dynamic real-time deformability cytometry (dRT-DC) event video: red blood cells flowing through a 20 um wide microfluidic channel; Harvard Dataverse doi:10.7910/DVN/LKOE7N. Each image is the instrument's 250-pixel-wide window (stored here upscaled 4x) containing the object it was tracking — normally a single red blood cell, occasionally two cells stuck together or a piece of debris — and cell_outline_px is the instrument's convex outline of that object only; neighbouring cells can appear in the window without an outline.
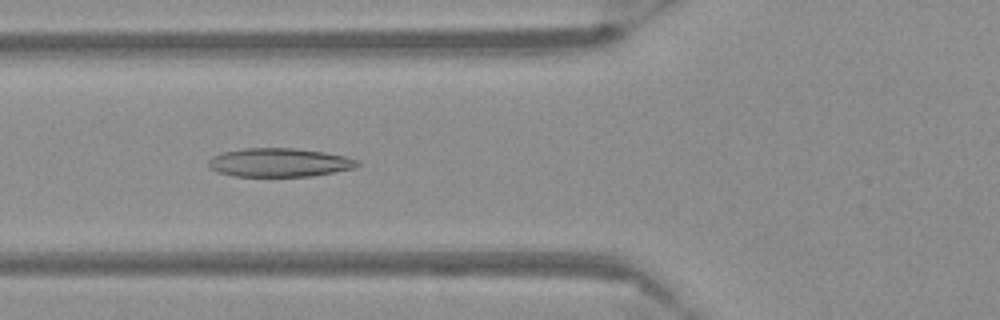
{"species": "Egyptian fruit bat (a non-hibernating species)", "species_latin": "Rousettus aegyptiacus", "temperature_condition": "warm", "stored_images_in_passage": 55, "camera_frame_rate_fps": 3000, "um_per_image_px": 0.085, "frame": {"image": 1, "passage_image": 21, "time_ms": 6.667, "image_size_px": [1000, 320], "cell_outline_px": [[360, 164], [352, 168], [312, 176], [232, 176], [220, 172], [212, 168], [208, 164], [208, 160], [212, 156], [224, 152], [244, 148], [296, 148], [324, 152], [344, 156], [356, 160]], "centroid_in_image_um": [23.72, 13.81], "position_along_channel_um": 102.1, "area_um2": 24.57}}
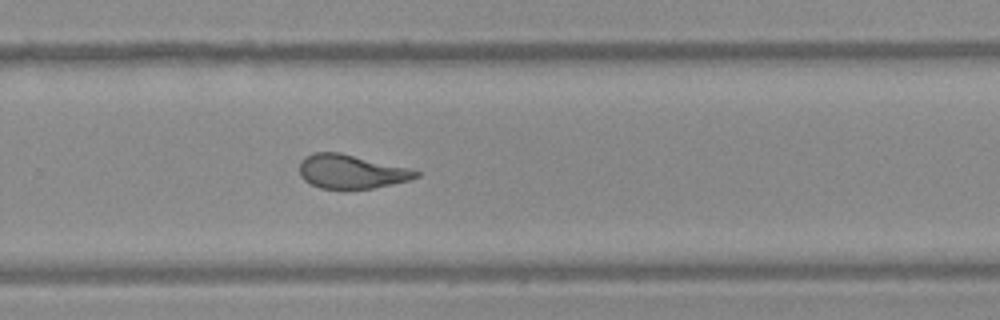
{"frame": {"image": 2, "passage_image": 37, "time_ms": 12.0, "image_size_px": [1000, 320], "cell_outline_px": [[420, 176], [412, 180], [372, 188], [320, 188], [304, 180], [300, 176], [300, 160], [304, 156], [312, 152], [340, 152], [408, 168], [420, 172]], "centroid_in_image_um": [29.84, 14.57], "position_along_channel_um": 300.0, "area_um2": 22.95}}
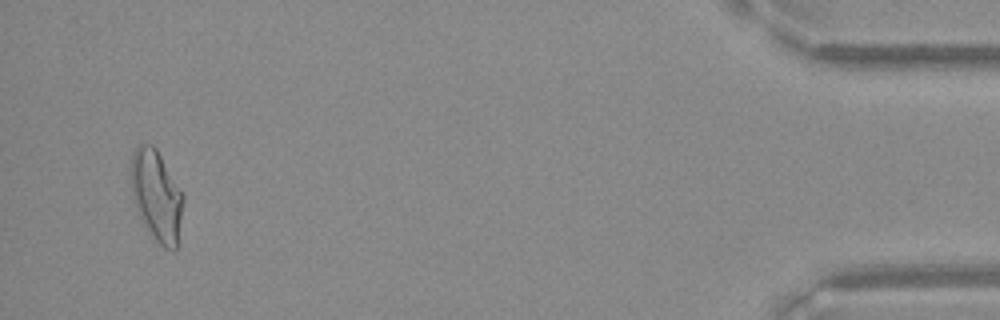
{"frame": {"image": 3, "passage_image": 53, "time_ms": 17.333, "image_size_px": [1000, 320], "cell_outline_px": [[184, 200], [176, 252], [172, 252], [164, 248], [156, 240], [144, 224], [132, 200], [132, 152], [140, 144], [152, 144], [156, 148], [184, 196]], "centroid_in_image_um": [13.32, 16.66], "position_along_channel_um": 421.9, "area_um2": 27.34}}